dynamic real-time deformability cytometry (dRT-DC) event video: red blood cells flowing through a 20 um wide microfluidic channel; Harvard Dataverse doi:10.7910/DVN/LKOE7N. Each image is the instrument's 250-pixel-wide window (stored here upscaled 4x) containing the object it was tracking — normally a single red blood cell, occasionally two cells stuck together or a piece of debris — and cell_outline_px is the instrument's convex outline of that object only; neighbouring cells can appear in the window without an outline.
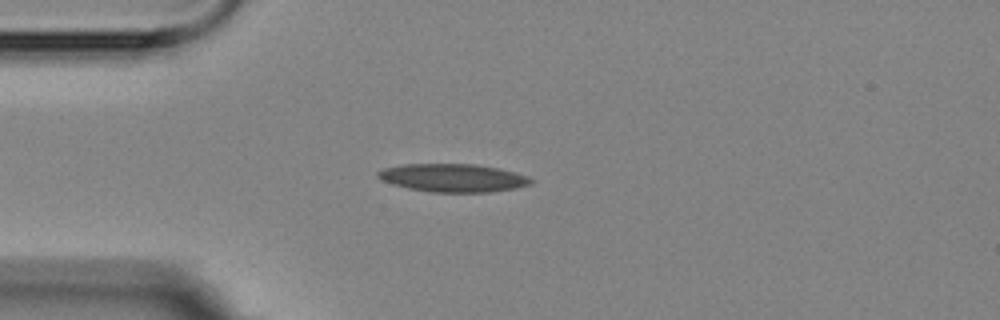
{"species": "Egyptian fruit bat (a non-hibernating species)", "species_latin": "Rousettus aegyptiacus", "temperature_condition": "room temperature", "stored_images_in_passage": 15, "camera_frame_rate_fps": 3000, "um_per_image_px": 0.085, "animal": {"sex": "female"}, "frame": {"image": 1, "passage_image": 3, "time_ms": 2.333, "image_size_px": [1000, 320], "cell_outline_px": [[532, 184], [516, 188], [488, 192], [432, 192], [408, 188], [392, 184], [376, 176], [376, 172], [384, 168], [404, 164], [476, 164], [500, 168], [528, 176], [532, 180]], "centroid_in_image_um": [38.52, 15.11], "position_along_channel_um": 46.5, "area_um2": 25.03}}
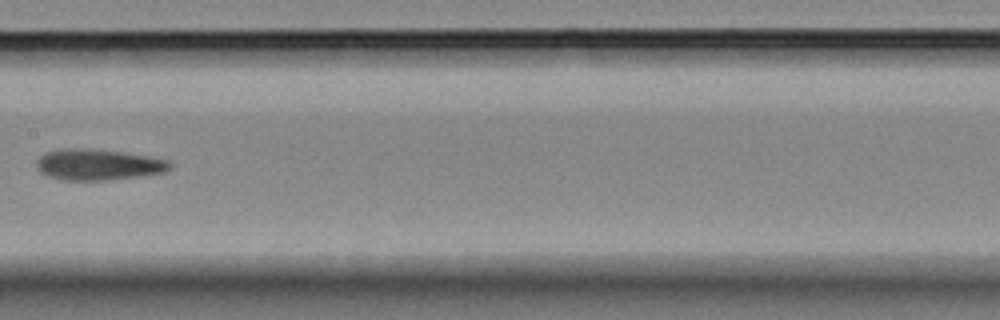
{"frame": {"image": 2, "passage_image": 7, "time_ms": 7.0, "image_size_px": [1000, 320], "cell_outline_px": [[172, 168], [164, 172], [136, 176], [104, 180], [64, 180], [48, 176], [40, 172], [36, 168], [36, 160], [44, 152], [60, 148], [88, 148], [124, 152], [172, 160]], "centroid_in_image_um": [8.32, 13.97], "position_along_channel_um": 199.1, "area_um2": 24.33}}
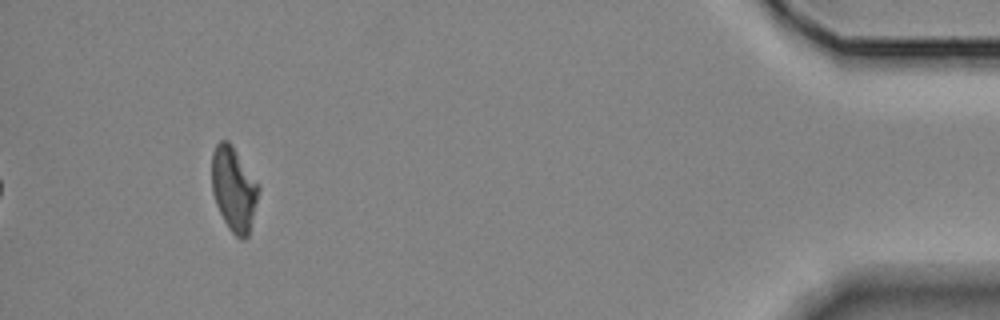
{"frame": {"image": 3, "passage_image": 14, "time_ms": 15.0, "image_size_px": [1000, 320], "cell_outline_px": [[260, 188], [248, 236], [244, 240], [240, 240], [228, 228], [216, 204], [212, 192], [212, 152], [216, 144], [220, 140], [228, 140], [232, 144]], "centroid_in_image_um": [19.85, 16.06], "position_along_channel_um": 415.3, "area_um2": 22.77}}